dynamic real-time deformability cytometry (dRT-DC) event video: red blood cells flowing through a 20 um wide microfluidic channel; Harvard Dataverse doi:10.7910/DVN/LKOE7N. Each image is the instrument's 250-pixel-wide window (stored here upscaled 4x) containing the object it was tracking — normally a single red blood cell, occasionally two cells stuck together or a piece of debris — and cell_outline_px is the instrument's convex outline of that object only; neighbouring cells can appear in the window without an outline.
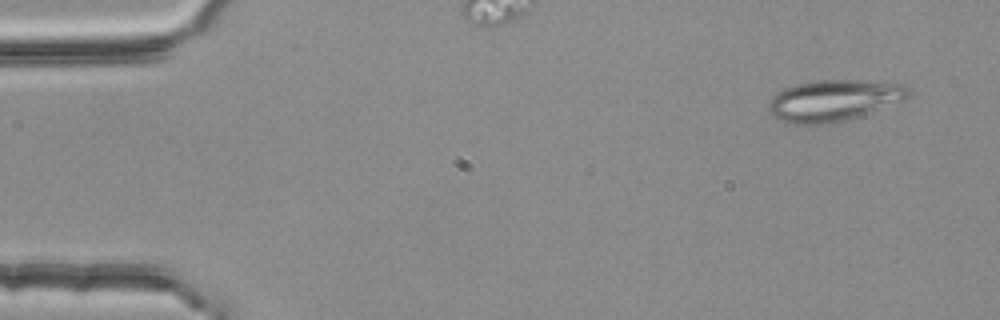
{"species": "common noctule bat (a hibernating species)", "species_latin": "Nyctalus noctula", "temperature_condition": "room temperature", "stored_images_in_passage": 4, "camera_frame_rate_fps": 3000, "um_per_image_px": 0.085, "animal": {"sex": "female", "body_mass_g": 25.1}, "frame": {"image": 1, "passage_image": 1, "time_ms": 0.0, "image_size_px": [1000, 320], "cell_outline_px": [[912, 96], [904, 100], [844, 120], [820, 124], [788, 124], [776, 120], [768, 112], [768, 104], [772, 96], [776, 92], [784, 88], [796, 84], [820, 80], [860, 80], [904, 84], [912, 88]], "centroid_in_image_um": [70.84, 8.53], "position_along_channel_um": 14.2, "area_um2": 33.81}}